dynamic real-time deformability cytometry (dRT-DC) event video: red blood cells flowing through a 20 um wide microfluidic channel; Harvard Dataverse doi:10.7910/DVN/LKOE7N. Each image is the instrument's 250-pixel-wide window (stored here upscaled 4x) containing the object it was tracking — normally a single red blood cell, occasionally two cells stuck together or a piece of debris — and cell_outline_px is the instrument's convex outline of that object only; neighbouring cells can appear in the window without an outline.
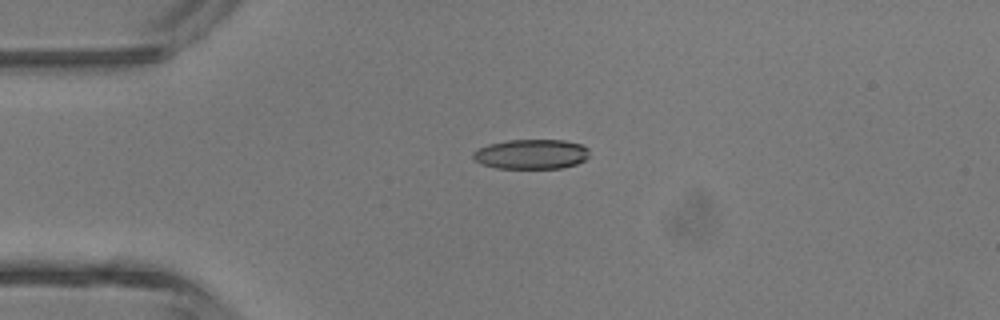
{"species": "common noctule bat (a hibernating species)", "species_latin": "Nyctalus noctula", "temperature_condition": "room temperature", "stored_images_in_passage": 3, "camera_frame_rate_fps": 3000, "um_per_image_px": 0.085, "animal": {"sex": "male", "body_mass_g": 13.3}, "frame": {"image": 1, "passage_image": 1, "time_ms": 0.0, "image_size_px": [1000, 320], "cell_outline_px": [[588, 156], [584, 160], [576, 164], [560, 168], [496, 168], [480, 164], [472, 156], [472, 152], [488, 144], [508, 140], [564, 140], [580, 144], [588, 148]], "centroid_in_image_um": [45.14, 13.1], "position_along_channel_um": 39.9, "area_um2": 20.11}}
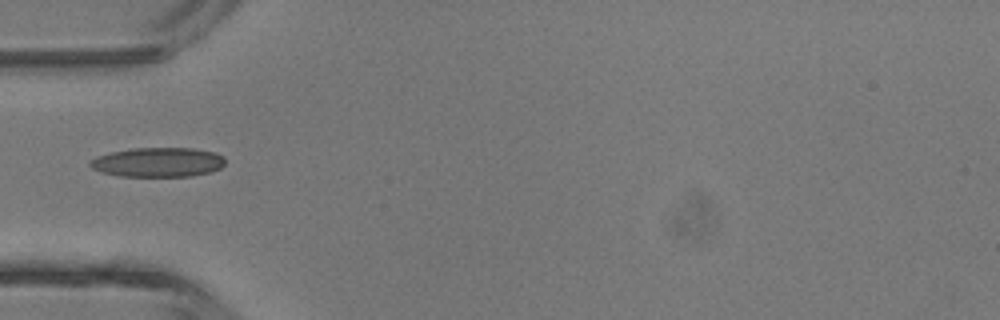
{"frame": {"image": 2, "passage_image": 2, "time_ms": 1.333, "image_size_px": [1000, 320], "cell_outline_px": [[224, 164], [220, 168], [212, 172], [192, 176], [120, 176], [104, 172], [92, 168], [88, 164], [88, 160], [96, 156], [112, 152], [132, 148], [192, 148], [216, 152], [224, 156]], "centroid_in_image_um": [13.44, 13.78], "position_along_channel_um": 71.6, "area_um2": 23.29}}
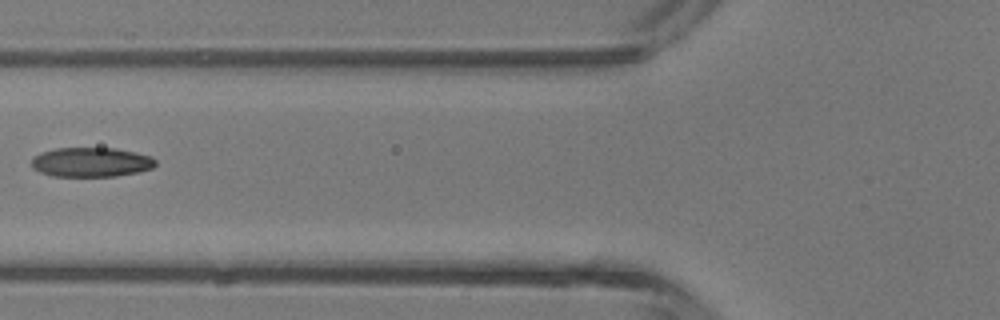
{"frame": {"image": 3, "passage_image": 3, "time_ms": 2.333, "image_size_px": [1000, 320], "cell_outline_px": [[156, 164], [152, 168], [136, 172], [116, 176], [52, 176], [40, 172], [32, 168], [32, 156], [40, 152], [56, 148], [116, 148], [152, 156], [156, 160]], "centroid_in_image_um": [7.72, 13.78], "position_along_channel_um": 118.1, "area_um2": 21.39}}